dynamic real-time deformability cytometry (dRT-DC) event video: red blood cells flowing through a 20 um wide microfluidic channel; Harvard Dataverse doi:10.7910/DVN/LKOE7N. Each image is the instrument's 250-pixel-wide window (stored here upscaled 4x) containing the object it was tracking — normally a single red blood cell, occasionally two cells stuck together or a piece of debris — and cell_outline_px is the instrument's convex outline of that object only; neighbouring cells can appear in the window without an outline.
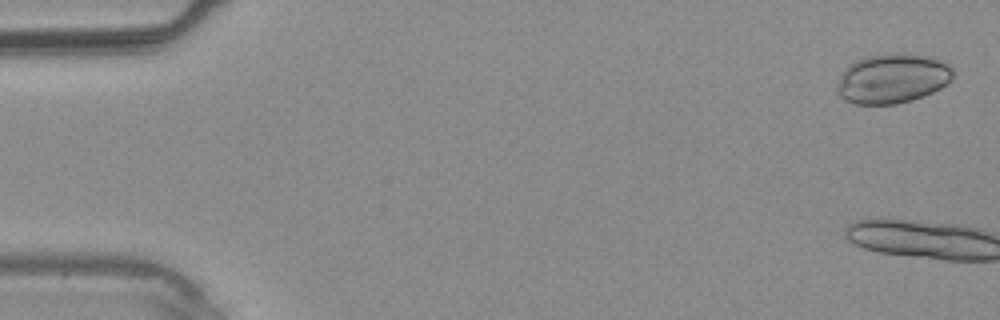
{"species": "common noctule bat (a hibernating species)", "species_latin": "Nyctalus noctula", "temperature_condition": "warm", "stored_images_in_passage": 3, "camera_frame_rate_fps": 3000, "um_per_image_px": 0.085, "animal": {"sex": "male", "body_mass_g": 20.4}, "frame": {"image": 1, "passage_image": 1, "time_ms": 0.0, "image_size_px": [1000, 320], "cell_outline_px": [[952, 76], [940, 88], [924, 96], [912, 100], [896, 104], [856, 104], [844, 100], [840, 96], [836, 88], [836, 84], [840, 72], [848, 64], [856, 60], [880, 52], [904, 52], [932, 56], [944, 60], [952, 68]], "centroid_in_image_um": [75.81, 6.63], "position_along_channel_um": 9.2, "area_um2": 34.28}}